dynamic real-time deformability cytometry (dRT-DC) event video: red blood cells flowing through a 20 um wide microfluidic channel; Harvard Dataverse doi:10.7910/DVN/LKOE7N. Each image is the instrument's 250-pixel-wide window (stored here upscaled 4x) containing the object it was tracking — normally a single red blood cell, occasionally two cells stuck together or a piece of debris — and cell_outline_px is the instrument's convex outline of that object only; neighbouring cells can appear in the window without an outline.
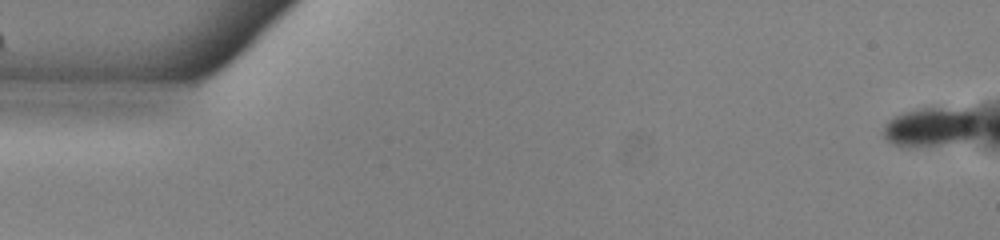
{"species": "common noctule bat (a hibernating species)", "species_latin": "Nyctalus noctula", "temperature_condition": "warm", "stored_images_in_passage": 53, "camera_frame_rate_fps": 3000, "um_per_image_px": 0.085, "animal": {"sex": "male", "body_mass_g": 13.0, "forearm_length_mm": 53.1}, "frame": {"image": 1, "passage_image": 1, "time_ms": 0.0, "image_size_px": [1000, 240], "cell_outline_px": [[976, 132], [972, 136], [964, 140], [916, 148], [904, 148], [892, 144], [884, 136], [884, 124], [888, 120], [904, 112], [924, 108], [968, 108], [976, 116]], "centroid_in_image_um": [79.08, 10.8], "position_along_channel_um": 5.9, "area_um2": 21.73}}
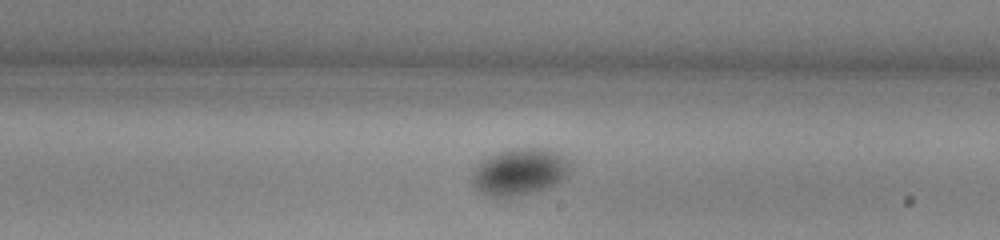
{"frame": {"image": 2, "passage_image": 31, "time_ms": 10.0, "image_size_px": [1000, 240], "cell_outline_px": [[572, 168], [560, 180], [548, 188], [516, 196], [492, 196], [484, 192], [472, 180], [472, 172], [488, 156], [496, 152], [512, 148], [544, 148], [556, 152], [564, 156], [568, 160]], "centroid_in_image_um": [44.21, 14.57], "position_along_channel_um": 244.8, "area_um2": 26.13}}
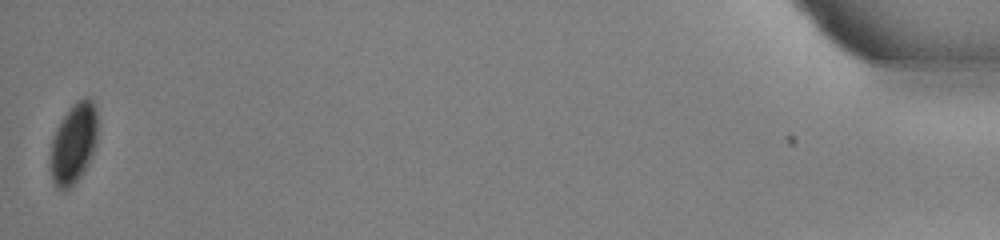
{"frame": {"image": 3, "passage_image": 53, "time_ms": 17.333, "image_size_px": [1000, 240], "cell_outline_px": [[96, 144], [88, 164], [80, 176], [68, 188], [56, 188], [52, 180], [48, 164], [52, 140], [56, 128], [72, 104], [76, 100], [84, 96], [88, 96], [92, 100], [96, 108]], "centroid_in_image_um": [6.23, 12.17], "position_along_channel_um": 429.0, "area_um2": 22.2}}